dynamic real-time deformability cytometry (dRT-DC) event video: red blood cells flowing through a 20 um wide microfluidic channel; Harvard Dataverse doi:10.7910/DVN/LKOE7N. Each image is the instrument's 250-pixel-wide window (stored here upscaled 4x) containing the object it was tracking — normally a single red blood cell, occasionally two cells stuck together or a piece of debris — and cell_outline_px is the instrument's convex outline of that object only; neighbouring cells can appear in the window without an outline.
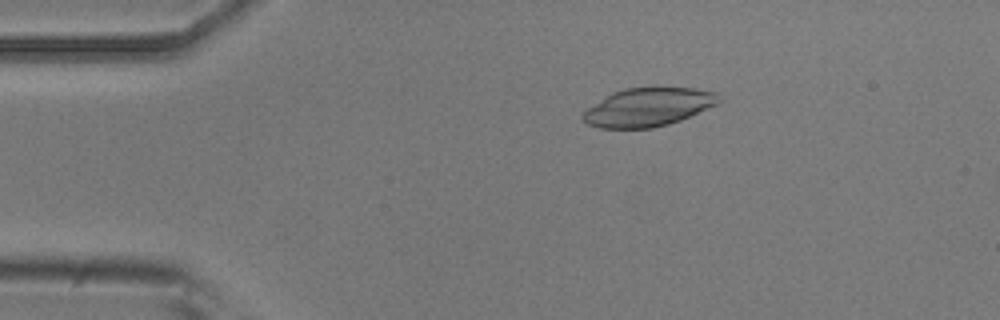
{"species": "common noctule bat (a hibernating species)", "species_latin": "Nyctalus noctula", "temperature_condition": "room temperature", "stored_images_in_passage": 51, "camera_frame_rate_fps": 3000, "um_per_image_px": 0.085, "animal": {"sex": "male", "body_mass_g": 20.5, "forearm_length_mm": 52.5}, "frame": {"image": 1, "passage_image": 9, "time_ms": 2.667, "image_size_px": [1000, 320], "cell_outline_px": [[720, 100], [716, 104], [680, 120], [668, 124], [652, 128], [600, 128], [588, 124], [580, 120], [580, 116], [588, 108], [612, 92], [624, 88], [656, 84], [660, 84], [692, 88], [720, 92]], "centroid_in_image_um": [55.1, 9.05], "position_along_channel_um": 29.9, "area_um2": 31.27}}
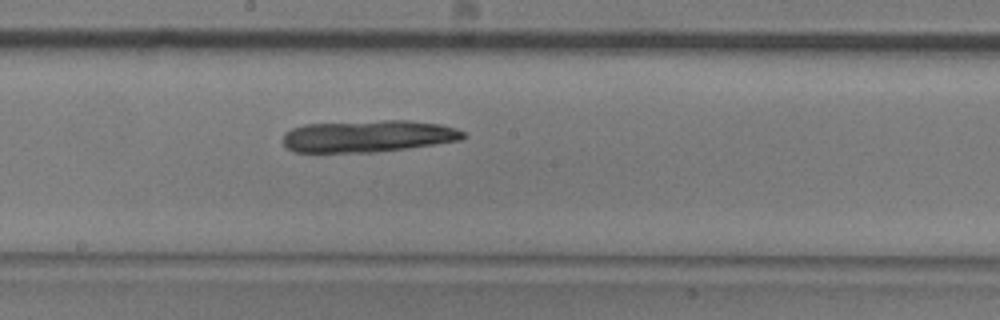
{"frame": {"image": 2, "passage_image": 27, "time_ms": 8.667, "image_size_px": [1000, 320], "cell_outline_px": [[468, 136], [464, 140], [408, 148], [372, 152], [292, 152], [284, 148], [284, 132], [292, 128], [304, 124], [384, 120], [408, 120], [440, 124], [456, 128], [464, 132]], "centroid_in_image_um": [31.3, 11.57], "position_along_channel_um": 216.9, "area_um2": 33.87}}
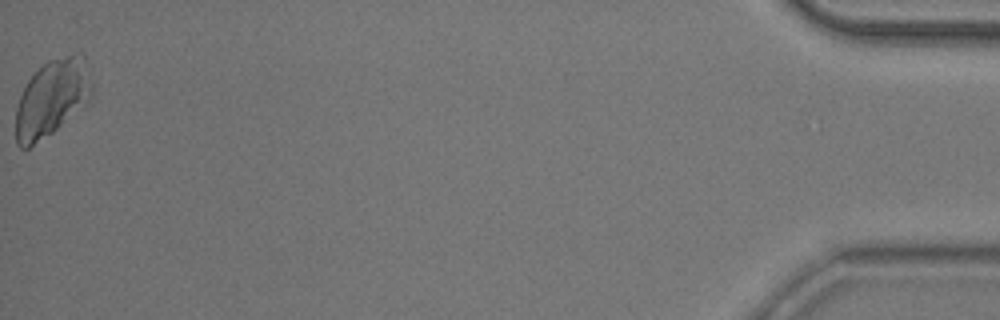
{"frame": {"image": 3, "passage_image": 51, "time_ms": 16.667, "image_size_px": [1000, 320], "cell_outline_px": [[92, 96], [52, 132], [28, 148], [20, 148], [16, 144], [16, 108], [20, 96], [28, 80], [48, 60], [76, 52], [84, 56], [88, 68], [92, 84]], "centroid_in_image_um": [4.4, 8.3], "position_along_channel_um": 430.8, "area_um2": 33.41}}